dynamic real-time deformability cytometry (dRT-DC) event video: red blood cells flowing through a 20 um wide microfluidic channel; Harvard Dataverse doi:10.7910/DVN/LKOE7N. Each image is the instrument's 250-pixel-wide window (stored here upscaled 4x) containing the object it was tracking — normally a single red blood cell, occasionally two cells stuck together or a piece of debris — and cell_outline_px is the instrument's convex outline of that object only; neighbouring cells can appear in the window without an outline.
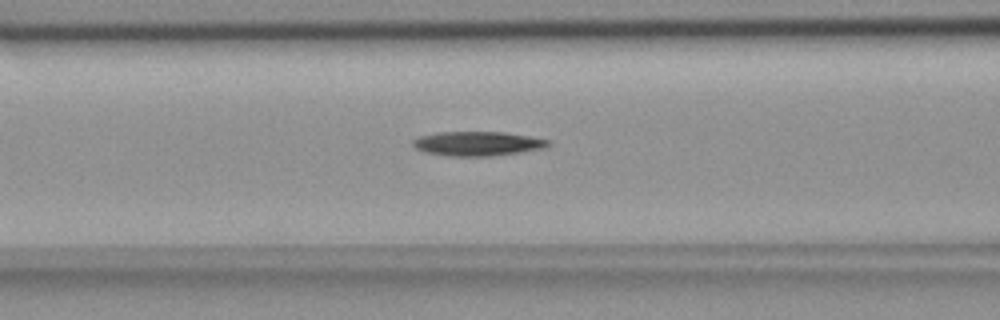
{"species": "common noctule bat (a hibernating species)", "species_latin": "Nyctalus noctula", "temperature_condition": "room temperature", "stored_images_in_passage": 21, "camera_frame_rate_fps": 3000, "um_per_image_px": 0.085, "animal": {"sex": "female", "body_mass_g": 18.4}, "frame": {"image": 1, "passage_image": 10, "time_ms": 3.0, "image_size_px": [1000, 320], "cell_outline_px": [[552, 144], [544, 148], [520, 152], [488, 156], [448, 156], [424, 152], [416, 148], [412, 144], [412, 140], [420, 136], [436, 132], [504, 132], [552, 140]], "centroid_in_image_um": [40.6, 12.2], "position_along_channel_um": 126.0, "area_um2": 19.25}}
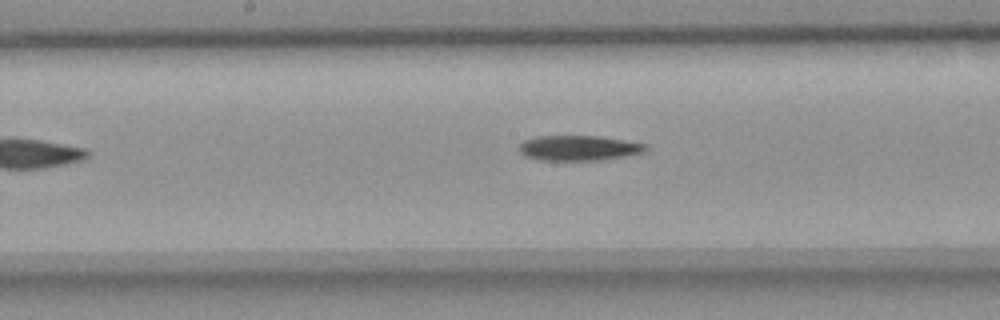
{"frame": {"image": 2, "passage_image": 16, "time_ms": 5.0, "image_size_px": [1000, 320], "cell_outline_px": [[648, 148], [644, 152], [604, 160], [540, 160], [524, 156], [520, 152], [520, 144], [524, 140], [536, 136], [596, 136], [648, 144]], "centroid_in_image_um": [49.19, 12.58], "position_along_channel_um": 199.0, "area_um2": 18.5}}
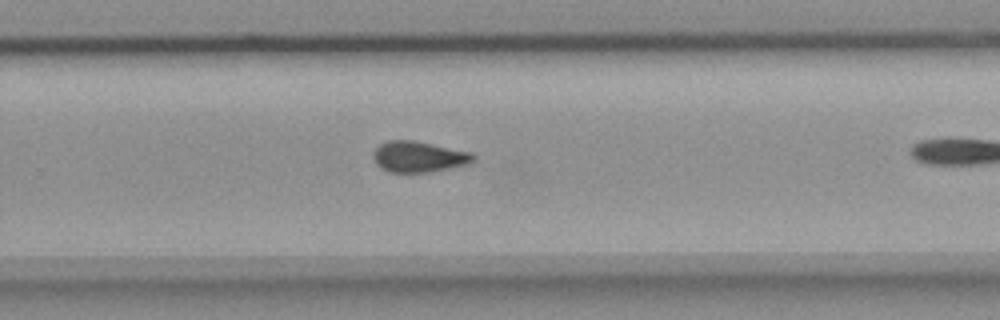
{"frame": {"image": 3, "passage_image": 20, "time_ms": 6.333, "image_size_px": [1000, 320], "cell_outline_px": [[476, 160], [468, 164], [428, 172], [388, 172], [376, 164], [372, 156], [376, 148], [380, 144], [388, 140], [412, 140], [472, 152], [476, 156]], "centroid_in_image_um": [35.6, 13.32], "position_along_channel_um": 294.2, "area_um2": 17.98}}